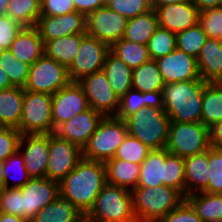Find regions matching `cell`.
I'll return each instance as SVG.
<instances>
[{"label":"cell","instance_id":"9a60e30c","mask_svg":"<svg viewBox=\"0 0 222 222\" xmlns=\"http://www.w3.org/2000/svg\"><path fill=\"white\" fill-rule=\"evenodd\" d=\"M20 189L23 194V218L28 221L60 195L59 182L47 177L31 178Z\"/></svg>","mask_w":222,"mask_h":222},{"label":"cell","instance_id":"f6af8a7d","mask_svg":"<svg viewBox=\"0 0 222 222\" xmlns=\"http://www.w3.org/2000/svg\"><path fill=\"white\" fill-rule=\"evenodd\" d=\"M106 6L126 17L134 18L151 10V0H106Z\"/></svg>","mask_w":222,"mask_h":222},{"label":"cell","instance_id":"3957f363","mask_svg":"<svg viewBox=\"0 0 222 222\" xmlns=\"http://www.w3.org/2000/svg\"><path fill=\"white\" fill-rule=\"evenodd\" d=\"M125 122L128 134L139 139L151 150L166 147L170 118L158 101L128 116Z\"/></svg>","mask_w":222,"mask_h":222},{"label":"cell","instance_id":"11a10c76","mask_svg":"<svg viewBox=\"0 0 222 222\" xmlns=\"http://www.w3.org/2000/svg\"><path fill=\"white\" fill-rule=\"evenodd\" d=\"M0 222H30L20 216L9 213L0 212Z\"/></svg>","mask_w":222,"mask_h":222},{"label":"cell","instance_id":"681fc988","mask_svg":"<svg viewBox=\"0 0 222 222\" xmlns=\"http://www.w3.org/2000/svg\"><path fill=\"white\" fill-rule=\"evenodd\" d=\"M23 27L8 15H0V51L9 49Z\"/></svg>","mask_w":222,"mask_h":222},{"label":"cell","instance_id":"ffe728a7","mask_svg":"<svg viewBox=\"0 0 222 222\" xmlns=\"http://www.w3.org/2000/svg\"><path fill=\"white\" fill-rule=\"evenodd\" d=\"M154 9L159 26L177 33L198 23L199 11L192 0Z\"/></svg>","mask_w":222,"mask_h":222},{"label":"cell","instance_id":"d590c367","mask_svg":"<svg viewBox=\"0 0 222 222\" xmlns=\"http://www.w3.org/2000/svg\"><path fill=\"white\" fill-rule=\"evenodd\" d=\"M3 174L4 187L7 188H21L31 179L19 151L4 161Z\"/></svg>","mask_w":222,"mask_h":222},{"label":"cell","instance_id":"83f0119b","mask_svg":"<svg viewBox=\"0 0 222 222\" xmlns=\"http://www.w3.org/2000/svg\"><path fill=\"white\" fill-rule=\"evenodd\" d=\"M106 183L124 187L128 190L136 188L140 165L123 159L112 158L105 162Z\"/></svg>","mask_w":222,"mask_h":222},{"label":"cell","instance_id":"30bf717a","mask_svg":"<svg viewBox=\"0 0 222 222\" xmlns=\"http://www.w3.org/2000/svg\"><path fill=\"white\" fill-rule=\"evenodd\" d=\"M83 159V150L77 144L49 134V158L46 177L60 182Z\"/></svg>","mask_w":222,"mask_h":222},{"label":"cell","instance_id":"603a6c76","mask_svg":"<svg viewBox=\"0 0 222 222\" xmlns=\"http://www.w3.org/2000/svg\"><path fill=\"white\" fill-rule=\"evenodd\" d=\"M209 149L203 153L184 158L185 197L203 192L209 183Z\"/></svg>","mask_w":222,"mask_h":222},{"label":"cell","instance_id":"4fadbf2b","mask_svg":"<svg viewBox=\"0 0 222 222\" xmlns=\"http://www.w3.org/2000/svg\"><path fill=\"white\" fill-rule=\"evenodd\" d=\"M78 83L83 88L89 107L104 116H116L120 98L109 85L103 70L85 76Z\"/></svg>","mask_w":222,"mask_h":222},{"label":"cell","instance_id":"f907efd6","mask_svg":"<svg viewBox=\"0 0 222 222\" xmlns=\"http://www.w3.org/2000/svg\"><path fill=\"white\" fill-rule=\"evenodd\" d=\"M41 16H60L75 11L73 0H40Z\"/></svg>","mask_w":222,"mask_h":222},{"label":"cell","instance_id":"ac0fdd59","mask_svg":"<svg viewBox=\"0 0 222 222\" xmlns=\"http://www.w3.org/2000/svg\"><path fill=\"white\" fill-rule=\"evenodd\" d=\"M156 62L165 84L201 79L197 60L177 48Z\"/></svg>","mask_w":222,"mask_h":222},{"label":"cell","instance_id":"9c48e42d","mask_svg":"<svg viewBox=\"0 0 222 222\" xmlns=\"http://www.w3.org/2000/svg\"><path fill=\"white\" fill-rule=\"evenodd\" d=\"M70 82L68 69L44 54L29 67L24 90L53 95Z\"/></svg>","mask_w":222,"mask_h":222},{"label":"cell","instance_id":"ab89813d","mask_svg":"<svg viewBox=\"0 0 222 222\" xmlns=\"http://www.w3.org/2000/svg\"><path fill=\"white\" fill-rule=\"evenodd\" d=\"M165 186L178 190L185 197L184 159L165 149Z\"/></svg>","mask_w":222,"mask_h":222},{"label":"cell","instance_id":"e0dca14e","mask_svg":"<svg viewBox=\"0 0 222 222\" xmlns=\"http://www.w3.org/2000/svg\"><path fill=\"white\" fill-rule=\"evenodd\" d=\"M86 15L73 11L60 16H40L36 24L43 41L70 36L73 34H86Z\"/></svg>","mask_w":222,"mask_h":222},{"label":"cell","instance_id":"816d5d0a","mask_svg":"<svg viewBox=\"0 0 222 222\" xmlns=\"http://www.w3.org/2000/svg\"><path fill=\"white\" fill-rule=\"evenodd\" d=\"M73 2L75 11L81 12L86 16L98 8L106 6V0H73Z\"/></svg>","mask_w":222,"mask_h":222},{"label":"cell","instance_id":"7bdbcfd3","mask_svg":"<svg viewBox=\"0 0 222 222\" xmlns=\"http://www.w3.org/2000/svg\"><path fill=\"white\" fill-rule=\"evenodd\" d=\"M198 24L208 38L222 41V6L200 11Z\"/></svg>","mask_w":222,"mask_h":222},{"label":"cell","instance_id":"8992f818","mask_svg":"<svg viewBox=\"0 0 222 222\" xmlns=\"http://www.w3.org/2000/svg\"><path fill=\"white\" fill-rule=\"evenodd\" d=\"M88 214L103 222H137L131 190L106 183Z\"/></svg>","mask_w":222,"mask_h":222},{"label":"cell","instance_id":"6125c7cd","mask_svg":"<svg viewBox=\"0 0 222 222\" xmlns=\"http://www.w3.org/2000/svg\"><path fill=\"white\" fill-rule=\"evenodd\" d=\"M205 222H222V220H209V221H205Z\"/></svg>","mask_w":222,"mask_h":222},{"label":"cell","instance_id":"cb8c5ba5","mask_svg":"<svg viewBox=\"0 0 222 222\" xmlns=\"http://www.w3.org/2000/svg\"><path fill=\"white\" fill-rule=\"evenodd\" d=\"M164 86L165 82L156 60L150 59L133 69V89L139 90L142 93H149L158 100Z\"/></svg>","mask_w":222,"mask_h":222},{"label":"cell","instance_id":"7402d4cb","mask_svg":"<svg viewBox=\"0 0 222 222\" xmlns=\"http://www.w3.org/2000/svg\"><path fill=\"white\" fill-rule=\"evenodd\" d=\"M196 60L203 81L222 82V41L208 38Z\"/></svg>","mask_w":222,"mask_h":222},{"label":"cell","instance_id":"f546056e","mask_svg":"<svg viewBox=\"0 0 222 222\" xmlns=\"http://www.w3.org/2000/svg\"><path fill=\"white\" fill-rule=\"evenodd\" d=\"M158 27L157 15L154 9H151L144 14L128 19L123 39L147 45Z\"/></svg>","mask_w":222,"mask_h":222},{"label":"cell","instance_id":"44dd1931","mask_svg":"<svg viewBox=\"0 0 222 222\" xmlns=\"http://www.w3.org/2000/svg\"><path fill=\"white\" fill-rule=\"evenodd\" d=\"M9 50L18 60L31 66L44 55V42L36 27H23Z\"/></svg>","mask_w":222,"mask_h":222},{"label":"cell","instance_id":"f1b7e54d","mask_svg":"<svg viewBox=\"0 0 222 222\" xmlns=\"http://www.w3.org/2000/svg\"><path fill=\"white\" fill-rule=\"evenodd\" d=\"M165 186V148L151 150L140 165V175L136 187Z\"/></svg>","mask_w":222,"mask_h":222},{"label":"cell","instance_id":"1f68e13d","mask_svg":"<svg viewBox=\"0 0 222 222\" xmlns=\"http://www.w3.org/2000/svg\"><path fill=\"white\" fill-rule=\"evenodd\" d=\"M222 120V82H207L202 94L201 122L208 128Z\"/></svg>","mask_w":222,"mask_h":222},{"label":"cell","instance_id":"91938a15","mask_svg":"<svg viewBox=\"0 0 222 222\" xmlns=\"http://www.w3.org/2000/svg\"><path fill=\"white\" fill-rule=\"evenodd\" d=\"M9 0H0V15L6 14Z\"/></svg>","mask_w":222,"mask_h":222},{"label":"cell","instance_id":"680465c9","mask_svg":"<svg viewBox=\"0 0 222 222\" xmlns=\"http://www.w3.org/2000/svg\"><path fill=\"white\" fill-rule=\"evenodd\" d=\"M76 222H103L90 216L88 213H82Z\"/></svg>","mask_w":222,"mask_h":222},{"label":"cell","instance_id":"c3c4849f","mask_svg":"<svg viewBox=\"0 0 222 222\" xmlns=\"http://www.w3.org/2000/svg\"><path fill=\"white\" fill-rule=\"evenodd\" d=\"M154 222H204L192 205L184 199L174 210Z\"/></svg>","mask_w":222,"mask_h":222},{"label":"cell","instance_id":"ee69618b","mask_svg":"<svg viewBox=\"0 0 222 222\" xmlns=\"http://www.w3.org/2000/svg\"><path fill=\"white\" fill-rule=\"evenodd\" d=\"M209 183L203 191L211 194H222V149L209 148Z\"/></svg>","mask_w":222,"mask_h":222},{"label":"cell","instance_id":"b9f144b4","mask_svg":"<svg viewBox=\"0 0 222 222\" xmlns=\"http://www.w3.org/2000/svg\"><path fill=\"white\" fill-rule=\"evenodd\" d=\"M150 151L151 149L143 144L139 139L127 134L122 143L119 145L113 158L123 159L125 161L141 165Z\"/></svg>","mask_w":222,"mask_h":222},{"label":"cell","instance_id":"ba28073f","mask_svg":"<svg viewBox=\"0 0 222 222\" xmlns=\"http://www.w3.org/2000/svg\"><path fill=\"white\" fill-rule=\"evenodd\" d=\"M52 95L24 90L19 127L21 134H54Z\"/></svg>","mask_w":222,"mask_h":222},{"label":"cell","instance_id":"e575fe53","mask_svg":"<svg viewBox=\"0 0 222 222\" xmlns=\"http://www.w3.org/2000/svg\"><path fill=\"white\" fill-rule=\"evenodd\" d=\"M6 15L22 27H35L41 16L40 0H9Z\"/></svg>","mask_w":222,"mask_h":222},{"label":"cell","instance_id":"5bb4252c","mask_svg":"<svg viewBox=\"0 0 222 222\" xmlns=\"http://www.w3.org/2000/svg\"><path fill=\"white\" fill-rule=\"evenodd\" d=\"M89 108L81 85L78 82H70L52 95L51 111L54 130Z\"/></svg>","mask_w":222,"mask_h":222},{"label":"cell","instance_id":"5b68a950","mask_svg":"<svg viewBox=\"0 0 222 222\" xmlns=\"http://www.w3.org/2000/svg\"><path fill=\"white\" fill-rule=\"evenodd\" d=\"M127 134L125 120L116 116H105L82 149L83 158L105 163L115 156Z\"/></svg>","mask_w":222,"mask_h":222},{"label":"cell","instance_id":"8d00e7d4","mask_svg":"<svg viewBox=\"0 0 222 222\" xmlns=\"http://www.w3.org/2000/svg\"><path fill=\"white\" fill-rule=\"evenodd\" d=\"M158 100L149 93H142L139 90L131 88L120 98L119 109L116 117L125 120L128 116L136 113L142 108L150 107Z\"/></svg>","mask_w":222,"mask_h":222},{"label":"cell","instance_id":"db71d44e","mask_svg":"<svg viewBox=\"0 0 222 222\" xmlns=\"http://www.w3.org/2000/svg\"><path fill=\"white\" fill-rule=\"evenodd\" d=\"M198 11L222 6V0H192Z\"/></svg>","mask_w":222,"mask_h":222},{"label":"cell","instance_id":"7a4b0ae2","mask_svg":"<svg viewBox=\"0 0 222 222\" xmlns=\"http://www.w3.org/2000/svg\"><path fill=\"white\" fill-rule=\"evenodd\" d=\"M206 83L196 79L165 84L158 102L170 121L201 122L202 94Z\"/></svg>","mask_w":222,"mask_h":222},{"label":"cell","instance_id":"4dcf8cb0","mask_svg":"<svg viewBox=\"0 0 222 222\" xmlns=\"http://www.w3.org/2000/svg\"><path fill=\"white\" fill-rule=\"evenodd\" d=\"M81 214L71 200L59 195L55 201L42 208L30 222H76Z\"/></svg>","mask_w":222,"mask_h":222},{"label":"cell","instance_id":"74e56055","mask_svg":"<svg viewBox=\"0 0 222 222\" xmlns=\"http://www.w3.org/2000/svg\"><path fill=\"white\" fill-rule=\"evenodd\" d=\"M207 39V35L197 23L195 26L176 33V48L197 59Z\"/></svg>","mask_w":222,"mask_h":222},{"label":"cell","instance_id":"7dc6e473","mask_svg":"<svg viewBox=\"0 0 222 222\" xmlns=\"http://www.w3.org/2000/svg\"><path fill=\"white\" fill-rule=\"evenodd\" d=\"M20 137L17 128L0 126V160L5 161L18 151Z\"/></svg>","mask_w":222,"mask_h":222},{"label":"cell","instance_id":"f35d334b","mask_svg":"<svg viewBox=\"0 0 222 222\" xmlns=\"http://www.w3.org/2000/svg\"><path fill=\"white\" fill-rule=\"evenodd\" d=\"M29 65L18 60L9 49L0 51V68L13 86L23 87L27 83Z\"/></svg>","mask_w":222,"mask_h":222},{"label":"cell","instance_id":"60d3db41","mask_svg":"<svg viewBox=\"0 0 222 222\" xmlns=\"http://www.w3.org/2000/svg\"><path fill=\"white\" fill-rule=\"evenodd\" d=\"M147 47L150 58L157 60L176 49V33L159 26L149 39Z\"/></svg>","mask_w":222,"mask_h":222},{"label":"cell","instance_id":"d6a6232c","mask_svg":"<svg viewBox=\"0 0 222 222\" xmlns=\"http://www.w3.org/2000/svg\"><path fill=\"white\" fill-rule=\"evenodd\" d=\"M185 199L204 222L222 220V194L198 192L186 196Z\"/></svg>","mask_w":222,"mask_h":222},{"label":"cell","instance_id":"8fae6325","mask_svg":"<svg viewBox=\"0 0 222 222\" xmlns=\"http://www.w3.org/2000/svg\"><path fill=\"white\" fill-rule=\"evenodd\" d=\"M109 51L107 44L86 34L81 40L78 54L68 68L71 82H78L85 76L101 71Z\"/></svg>","mask_w":222,"mask_h":222},{"label":"cell","instance_id":"9f6ffc18","mask_svg":"<svg viewBox=\"0 0 222 222\" xmlns=\"http://www.w3.org/2000/svg\"><path fill=\"white\" fill-rule=\"evenodd\" d=\"M190 0H151V8H158L165 5L177 4Z\"/></svg>","mask_w":222,"mask_h":222},{"label":"cell","instance_id":"d4e9b609","mask_svg":"<svg viewBox=\"0 0 222 222\" xmlns=\"http://www.w3.org/2000/svg\"><path fill=\"white\" fill-rule=\"evenodd\" d=\"M113 92L121 98L132 88L133 69L128 67L111 51L107 53L102 68Z\"/></svg>","mask_w":222,"mask_h":222},{"label":"cell","instance_id":"7c38bea8","mask_svg":"<svg viewBox=\"0 0 222 222\" xmlns=\"http://www.w3.org/2000/svg\"><path fill=\"white\" fill-rule=\"evenodd\" d=\"M86 21V34L111 47L123 38L128 19L104 6L89 13Z\"/></svg>","mask_w":222,"mask_h":222},{"label":"cell","instance_id":"6da1fadb","mask_svg":"<svg viewBox=\"0 0 222 222\" xmlns=\"http://www.w3.org/2000/svg\"><path fill=\"white\" fill-rule=\"evenodd\" d=\"M105 184V163L83 158L59 182V190L60 195L71 200L81 213H88Z\"/></svg>","mask_w":222,"mask_h":222},{"label":"cell","instance_id":"2e32d148","mask_svg":"<svg viewBox=\"0 0 222 222\" xmlns=\"http://www.w3.org/2000/svg\"><path fill=\"white\" fill-rule=\"evenodd\" d=\"M18 151L31 178L46 177L49 158V134H21Z\"/></svg>","mask_w":222,"mask_h":222},{"label":"cell","instance_id":"836d02e7","mask_svg":"<svg viewBox=\"0 0 222 222\" xmlns=\"http://www.w3.org/2000/svg\"><path fill=\"white\" fill-rule=\"evenodd\" d=\"M110 51L131 69L137 68L151 59L147 45L134 43L123 38L115 42L110 47Z\"/></svg>","mask_w":222,"mask_h":222},{"label":"cell","instance_id":"6f0895ef","mask_svg":"<svg viewBox=\"0 0 222 222\" xmlns=\"http://www.w3.org/2000/svg\"><path fill=\"white\" fill-rule=\"evenodd\" d=\"M13 87L6 73L0 68V90Z\"/></svg>","mask_w":222,"mask_h":222},{"label":"cell","instance_id":"484cf974","mask_svg":"<svg viewBox=\"0 0 222 222\" xmlns=\"http://www.w3.org/2000/svg\"><path fill=\"white\" fill-rule=\"evenodd\" d=\"M24 88L0 90V126L18 128L23 108Z\"/></svg>","mask_w":222,"mask_h":222},{"label":"cell","instance_id":"bcb514c9","mask_svg":"<svg viewBox=\"0 0 222 222\" xmlns=\"http://www.w3.org/2000/svg\"><path fill=\"white\" fill-rule=\"evenodd\" d=\"M0 212L23 218V194L20 188L4 187L0 190Z\"/></svg>","mask_w":222,"mask_h":222},{"label":"cell","instance_id":"52a82bcc","mask_svg":"<svg viewBox=\"0 0 222 222\" xmlns=\"http://www.w3.org/2000/svg\"><path fill=\"white\" fill-rule=\"evenodd\" d=\"M210 148L209 128L202 122L170 121L165 149L181 158H187Z\"/></svg>","mask_w":222,"mask_h":222},{"label":"cell","instance_id":"4316f807","mask_svg":"<svg viewBox=\"0 0 222 222\" xmlns=\"http://www.w3.org/2000/svg\"><path fill=\"white\" fill-rule=\"evenodd\" d=\"M86 34H73L44 42V54L67 69L78 54L82 38Z\"/></svg>","mask_w":222,"mask_h":222},{"label":"cell","instance_id":"f5cc1de1","mask_svg":"<svg viewBox=\"0 0 222 222\" xmlns=\"http://www.w3.org/2000/svg\"><path fill=\"white\" fill-rule=\"evenodd\" d=\"M210 147L222 149V120L209 128Z\"/></svg>","mask_w":222,"mask_h":222},{"label":"cell","instance_id":"277c9868","mask_svg":"<svg viewBox=\"0 0 222 222\" xmlns=\"http://www.w3.org/2000/svg\"><path fill=\"white\" fill-rule=\"evenodd\" d=\"M137 222H154L174 210L185 197L176 189L160 185L131 190Z\"/></svg>","mask_w":222,"mask_h":222},{"label":"cell","instance_id":"94428289","mask_svg":"<svg viewBox=\"0 0 222 222\" xmlns=\"http://www.w3.org/2000/svg\"><path fill=\"white\" fill-rule=\"evenodd\" d=\"M3 165H4V161L0 160V190L4 188Z\"/></svg>","mask_w":222,"mask_h":222},{"label":"cell","instance_id":"d6986e66","mask_svg":"<svg viewBox=\"0 0 222 222\" xmlns=\"http://www.w3.org/2000/svg\"><path fill=\"white\" fill-rule=\"evenodd\" d=\"M104 117L102 113L90 107L61 124L55 130V134L59 138L77 144L83 149Z\"/></svg>","mask_w":222,"mask_h":222}]
</instances>
